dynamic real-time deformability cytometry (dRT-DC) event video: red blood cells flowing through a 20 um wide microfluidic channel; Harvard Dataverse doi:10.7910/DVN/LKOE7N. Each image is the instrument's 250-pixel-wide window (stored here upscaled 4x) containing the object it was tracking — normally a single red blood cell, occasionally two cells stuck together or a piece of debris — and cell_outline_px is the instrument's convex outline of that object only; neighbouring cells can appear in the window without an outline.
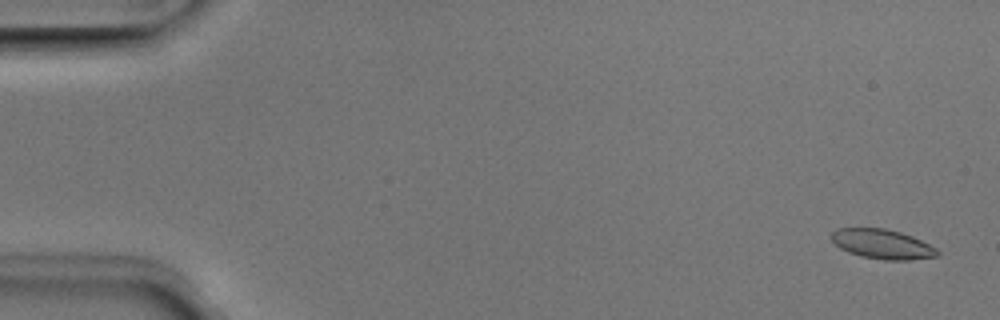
{"species": "Egyptian fruit bat (a non-hibernating species)", "species_latin": "Rousettus aegyptiacus", "temperature_condition": "room temperature", "stored_images_in_passage": 51, "camera_frame_rate_fps": 3000, "um_per_image_px": 0.085, "animal": {"sex": "male"}, "frame": {"image": 1, "passage_image": 2, "time_ms": 0.333, "image_size_px": [1000, 320], "cell_outline_px": [[940, 252], [936, 256], [908, 260], [884, 260], [860, 256], [848, 252], [840, 248], [832, 240], [832, 232], [836, 228], [884, 228], [900, 232], [912, 236], [936, 248]], "centroid_in_image_um": [74.98, 20.75], "position_along_channel_um": 10.0, "area_um2": 18.15}}
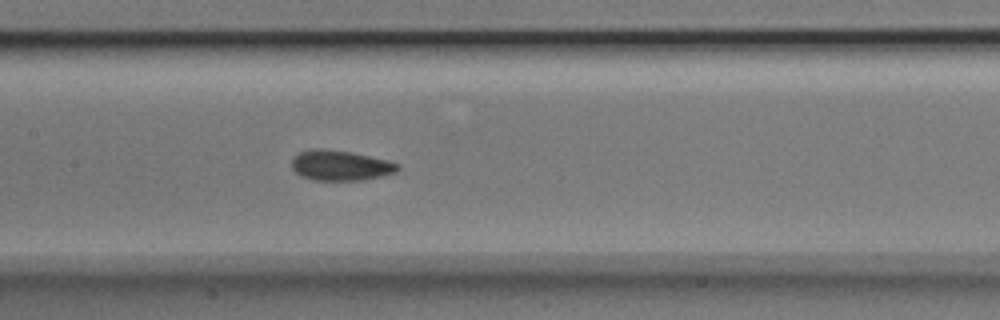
{"frame": {"image": 2, "passage_image": 25, "time_ms": 8.0, "image_size_px": [1000, 320], "cell_outline_px": [[400, 168], [396, 172], [364, 180], [312, 180], [300, 176], [292, 168], [292, 160], [300, 152], [308, 148], [320, 148], [352, 152], [388, 160], [400, 164]], "centroid_in_image_um": [28.94, 14.06], "position_along_channel_um": 178.5, "area_um2": 18.79}}
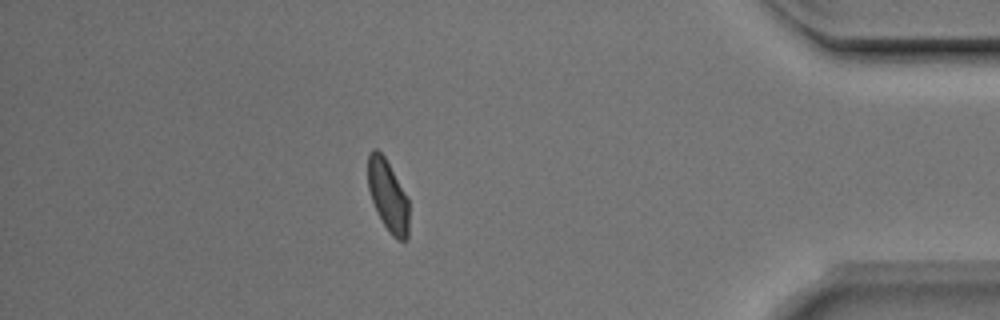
{"frame": {"image": 3, "passage_image": 45, "time_ms": 14.667, "image_size_px": [1000, 320], "cell_outline_px": [[408, 236], [404, 240], [400, 240], [392, 236], [384, 224], [372, 200], [368, 188], [368, 152], [372, 148], [376, 148], [384, 156], [408, 200]], "centroid_in_image_um": [32.95, 16.61], "position_along_channel_um": 402.2, "area_um2": 16.59}, "authors_computed_cell_mechanics": {"area_um2": 18.2648, "velocity_mm_per_s": 3.9691, "shape_relaxation_time_tau1_ms": 4.9782, "shape_relaxation_time_tau2_ms": 1.3632, "deformation_change_tau1": 0.1095, "deformation_change_tau2": 0.0473}}